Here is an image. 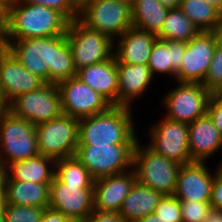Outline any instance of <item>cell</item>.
Segmentation results:
<instances>
[{"label":"cell","mask_w":222,"mask_h":222,"mask_svg":"<svg viewBox=\"0 0 222 222\" xmlns=\"http://www.w3.org/2000/svg\"><path fill=\"white\" fill-rule=\"evenodd\" d=\"M4 46L30 73L45 83L59 84L76 77L72 54L64 35L4 41Z\"/></svg>","instance_id":"obj_1"},{"label":"cell","mask_w":222,"mask_h":222,"mask_svg":"<svg viewBox=\"0 0 222 222\" xmlns=\"http://www.w3.org/2000/svg\"><path fill=\"white\" fill-rule=\"evenodd\" d=\"M68 24L69 20L56 9L9 0L3 41L64 35Z\"/></svg>","instance_id":"obj_2"},{"label":"cell","mask_w":222,"mask_h":222,"mask_svg":"<svg viewBox=\"0 0 222 222\" xmlns=\"http://www.w3.org/2000/svg\"><path fill=\"white\" fill-rule=\"evenodd\" d=\"M133 112L132 108L112 105L105 112L79 119L77 146L135 144L139 135Z\"/></svg>","instance_id":"obj_3"},{"label":"cell","mask_w":222,"mask_h":222,"mask_svg":"<svg viewBox=\"0 0 222 222\" xmlns=\"http://www.w3.org/2000/svg\"><path fill=\"white\" fill-rule=\"evenodd\" d=\"M141 143L138 139L133 149L132 168L136 180L163 195H173L181 165Z\"/></svg>","instance_id":"obj_4"},{"label":"cell","mask_w":222,"mask_h":222,"mask_svg":"<svg viewBox=\"0 0 222 222\" xmlns=\"http://www.w3.org/2000/svg\"><path fill=\"white\" fill-rule=\"evenodd\" d=\"M38 154L35 126L5 107L0 112V164L6 167Z\"/></svg>","instance_id":"obj_5"},{"label":"cell","mask_w":222,"mask_h":222,"mask_svg":"<svg viewBox=\"0 0 222 222\" xmlns=\"http://www.w3.org/2000/svg\"><path fill=\"white\" fill-rule=\"evenodd\" d=\"M78 20L115 41L132 27L131 7L119 0H91L79 11Z\"/></svg>","instance_id":"obj_6"},{"label":"cell","mask_w":222,"mask_h":222,"mask_svg":"<svg viewBox=\"0 0 222 222\" xmlns=\"http://www.w3.org/2000/svg\"><path fill=\"white\" fill-rule=\"evenodd\" d=\"M65 36L76 70L101 63L114 55V41L87 28L78 19L69 21Z\"/></svg>","instance_id":"obj_7"},{"label":"cell","mask_w":222,"mask_h":222,"mask_svg":"<svg viewBox=\"0 0 222 222\" xmlns=\"http://www.w3.org/2000/svg\"><path fill=\"white\" fill-rule=\"evenodd\" d=\"M135 144L77 146L75 157L94 179L132 169Z\"/></svg>","instance_id":"obj_8"},{"label":"cell","mask_w":222,"mask_h":222,"mask_svg":"<svg viewBox=\"0 0 222 222\" xmlns=\"http://www.w3.org/2000/svg\"><path fill=\"white\" fill-rule=\"evenodd\" d=\"M78 119L61 114L35 126L39 154L55 160L75 156L78 145Z\"/></svg>","instance_id":"obj_9"},{"label":"cell","mask_w":222,"mask_h":222,"mask_svg":"<svg viewBox=\"0 0 222 222\" xmlns=\"http://www.w3.org/2000/svg\"><path fill=\"white\" fill-rule=\"evenodd\" d=\"M161 99L165 118L190 124L207 113L212 93L202 83L177 82Z\"/></svg>","instance_id":"obj_10"},{"label":"cell","mask_w":222,"mask_h":222,"mask_svg":"<svg viewBox=\"0 0 222 222\" xmlns=\"http://www.w3.org/2000/svg\"><path fill=\"white\" fill-rule=\"evenodd\" d=\"M6 108L16 117L25 119L34 126L51 121L62 114L58 87L51 83L18 95Z\"/></svg>","instance_id":"obj_11"},{"label":"cell","mask_w":222,"mask_h":222,"mask_svg":"<svg viewBox=\"0 0 222 222\" xmlns=\"http://www.w3.org/2000/svg\"><path fill=\"white\" fill-rule=\"evenodd\" d=\"M146 145L159 155L180 165L194 162L188 148V124L162 116L161 120L148 127Z\"/></svg>","instance_id":"obj_12"},{"label":"cell","mask_w":222,"mask_h":222,"mask_svg":"<svg viewBox=\"0 0 222 222\" xmlns=\"http://www.w3.org/2000/svg\"><path fill=\"white\" fill-rule=\"evenodd\" d=\"M62 114L82 119L107 111L112 104L77 77L57 84Z\"/></svg>","instance_id":"obj_13"},{"label":"cell","mask_w":222,"mask_h":222,"mask_svg":"<svg viewBox=\"0 0 222 222\" xmlns=\"http://www.w3.org/2000/svg\"><path fill=\"white\" fill-rule=\"evenodd\" d=\"M216 38L212 31H200L187 42L181 68L177 71V82L203 83L215 48Z\"/></svg>","instance_id":"obj_14"},{"label":"cell","mask_w":222,"mask_h":222,"mask_svg":"<svg viewBox=\"0 0 222 222\" xmlns=\"http://www.w3.org/2000/svg\"><path fill=\"white\" fill-rule=\"evenodd\" d=\"M94 186H67L56 176L50 184L49 208L71 221H84L94 211Z\"/></svg>","instance_id":"obj_15"},{"label":"cell","mask_w":222,"mask_h":222,"mask_svg":"<svg viewBox=\"0 0 222 222\" xmlns=\"http://www.w3.org/2000/svg\"><path fill=\"white\" fill-rule=\"evenodd\" d=\"M45 82L28 72L4 47L0 51V99L5 107L18 95L39 89Z\"/></svg>","instance_id":"obj_16"},{"label":"cell","mask_w":222,"mask_h":222,"mask_svg":"<svg viewBox=\"0 0 222 222\" xmlns=\"http://www.w3.org/2000/svg\"><path fill=\"white\" fill-rule=\"evenodd\" d=\"M207 163L194 161L181 165L173 193L178 200L210 202L216 167L212 170Z\"/></svg>","instance_id":"obj_17"},{"label":"cell","mask_w":222,"mask_h":222,"mask_svg":"<svg viewBox=\"0 0 222 222\" xmlns=\"http://www.w3.org/2000/svg\"><path fill=\"white\" fill-rule=\"evenodd\" d=\"M135 181L136 174L133 168L123 173L95 179L94 210L119 212Z\"/></svg>","instance_id":"obj_18"},{"label":"cell","mask_w":222,"mask_h":222,"mask_svg":"<svg viewBox=\"0 0 222 222\" xmlns=\"http://www.w3.org/2000/svg\"><path fill=\"white\" fill-rule=\"evenodd\" d=\"M188 148L193 161L208 162L222 150V135L206 113L188 124Z\"/></svg>","instance_id":"obj_19"},{"label":"cell","mask_w":222,"mask_h":222,"mask_svg":"<svg viewBox=\"0 0 222 222\" xmlns=\"http://www.w3.org/2000/svg\"><path fill=\"white\" fill-rule=\"evenodd\" d=\"M118 96L117 106L132 108L156 80L148 65L117 63Z\"/></svg>","instance_id":"obj_20"},{"label":"cell","mask_w":222,"mask_h":222,"mask_svg":"<svg viewBox=\"0 0 222 222\" xmlns=\"http://www.w3.org/2000/svg\"><path fill=\"white\" fill-rule=\"evenodd\" d=\"M157 36L135 27H130L114 41L116 63L148 65L152 46Z\"/></svg>","instance_id":"obj_21"},{"label":"cell","mask_w":222,"mask_h":222,"mask_svg":"<svg viewBox=\"0 0 222 222\" xmlns=\"http://www.w3.org/2000/svg\"><path fill=\"white\" fill-rule=\"evenodd\" d=\"M76 77L117 106L118 72L116 57L76 70Z\"/></svg>","instance_id":"obj_22"},{"label":"cell","mask_w":222,"mask_h":222,"mask_svg":"<svg viewBox=\"0 0 222 222\" xmlns=\"http://www.w3.org/2000/svg\"><path fill=\"white\" fill-rule=\"evenodd\" d=\"M187 42L157 39L151 49L148 67L152 75H162L176 80L177 71L181 68Z\"/></svg>","instance_id":"obj_23"},{"label":"cell","mask_w":222,"mask_h":222,"mask_svg":"<svg viewBox=\"0 0 222 222\" xmlns=\"http://www.w3.org/2000/svg\"><path fill=\"white\" fill-rule=\"evenodd\" d=\"M56 160L38 154L22 161L13 162L5 167V175L13 181L51 183L55 176Z\"/></svg>","instance_id":"obj_24"},{"label":"cell","mask_w":222,"mask_h":222,"mask_svg":"<svg viewBox=\"0 0 222 222\" xmlns=\"http://www.w3.org/2000/svg\"><path fill=\"white\" fill-rule=\"evenodd\" d=\"M50 184L4 179L5 204L47 208L50 201Z\"/></svg>","instance_id":"obj_25"},{"label":"cell","mask_w":222,"mask_h":222,"mask_svg":"<svg viewBox=\"0 0 222 222\" xmlns=\"http://www.w3.org/2000/svg\"><path fill=\"white\" fill-rule=\"evenodd\" d=\"M162 196L161 192L146 187L136 180L118 213L126 222H133L154 213Z\"/></svg>","instance_id":"obj_26"},{"label":"cell","mask_w":222,"mask_h":222,"mask_svg":"<svg viewBox=\"0 0 222 222\" xmlns=\"http://www.w3.org/2000/svg\"><path fill=\"white\" fill-rule=\"evenodd\" d=\"M168 10L159 0H136L131 6L132 26L157 36Z\"/></svg>","instance_id":"obj_27"},{"label":"cell","mask_w":222,"mask_h":222,"mask_svg":"<svg viewBox=\"0 0 222 222\" xmlns=\"http://www.w3.org/2000/svg\"><path fill=\"white\" fill-rule=\"evenodd\" d=\"M199 32L194 23L179 8H173L167 11L157 38L160 40L188 42Z\"/></svg>","instance_id":"obj_28"},{"label":"cell","mask_w":222,"mask_h":222,"mask_svg":"<svg viewBox=\"0 0 222 222\" xmlns=\"http://www.w3.org/2000/svg\"><path fill=\"white\" fill-rule=\"evenodd\" d=\"M179 9L199 31H213L221 12L203 0H181Z\"/></svg>","instance_id":"obj_29"},{"label":"cell","mask_w":222,"mask_h":222,"mask_svg":"<svg viewBox=\"0 0 222 222\" xmlns=\"http://www.w3.org/2000/svg\"><path fill=\"white\" fill-rule=\"evenodd\" d=\"M55 176L67 186H94L95 179L75 156L57 159Z\"/></svg>","instance_id":"obj_30"},{"label":"cell","mask_w":222,"mask_h":222,"mask_svg":"<svg viewBox=\"0 0 222 222\" xmlns=\"http://www.w3.org/2000/svg\"><path fill=\"white\" fill-rule=\"evenodd\" d=\"M44 208L26 205H4V222H39Z\"/></svg>","instance_id":"obj_31"},{"label":"cell","mask_w":222,"mask_h":222,"mask_svg":"<svg viewBox=\"0 0 222 222\" xmlns=\"http://www.w3.org/2000/svg\"><path fill=\"white\" fill-rule=\"evenodd\" d=\"M212 94H222V46L217 45L202 83Z\"/></svg>","instance_id":"obj_32"},{"label":"cell","mask_w":222,"mask_h":222,"mask_svg":"<svg viewBox=\"0 0 222 222\" xmlns=\"http://www.w3.org/2000/svg\"><path fill=\"white\" fill-rule=\"evenodd\" d=\"M183 222H206L212 210L210 202L179 200Z\"/></svg>","instance_id":"obj_33"},{"label":"cell","mask_w":222,"mask_h":222,"mask_svg":"<svg viewBox=\"0 0 222 222\" xmlns=\"http://www.w3.org/2000/svg\"><path fill=\"white\" fill-rule=\"evenodd\" d=\"M154 213L163 222H183L180 201L174 195H163Z\"/></svg>","instance_id":"obj_34"},{"label":"cell","mask_w":222,"mask_h":222,"mask_svg":"<svg viewBox=\"0 0 222 222\" xmlns=\"http://www.w3.org/2000/svg\"><path fill=\"white\" fill-rule=\"evenodd\" d=\"M22 2L42 5L61 12L69 21L78 19L79 10L70 0H21Z\"/></svg>","instance_id":"obj_35"},{"label":"cell","mask_w":222,"mask_h":222,"mask_svg":"<svg viewBox=\"0 0 222 222\" xmlns=\"http://www.w3.org/2000/svg\"><path fill=\"white\" fill-rule=\"evenodd\" d=\"M207 114L222 135V94H212L207 105Z\"/></svg>","instance_id":"obj_36"},{"label":"cell","mask_w":222,"mask_h":222,"mask_svg":"<svg viewBox=\"0 0 222 222\" xmlns=\"http://www.w3.org/2000/svg\"><path fill=\"white\" fill-rule=\"evenodd\" d=\"M210 204L212 209L222 210V163H218L212 183Z\"/></svg>","instance_id":"obj_37"},{"label":"cell","mask_w":222,"mask_h":222,"mask_svg":"<svg viewBox=\"0 0 222 222\" xmlns=\"http://www.w3.org/2000/svg\"><path fill=\"white\" fill-rule=\"evenodd\" d=\"M85 222H126L118 212H100L94 210Z\"/></svg>","instance_id":"obj_38"},{"label":"cell","mask_w":222,"mask_h":222,"mask_svg":"<svg viewBox=\"0 0 222 222\" xmlns=\"http://www.w3.org/2000/svg\"><path fill=\"white\" fill-rule=\"evenodd\" d=\"M71 220L61 212L51 209L49 207L44 208L42 216L39 222H70Z\"/></svg>","instance_id":"obj_39"},{"label":"cell","mask_w":222,"mask_h":222,"mask_svg":"<svg viewBox=\"0 0 222 222\" xmlns=\"http://www.w3.org/2000/svg\"><path fill=\"white\" fill-rule=\"evenodd\" d=\"M4 179H5V167L0 164V207H4L5 205Z\"/></svg>","instance_id":"obj_40"},{"label":"cell","mask_w":222,"mask_h":222,"mask_svg":"<svg viewBox=\"0 0 222 222\" xmlns=\"http://www.w3.org/2000/svg\"><path fill=\"white\" fill-rule=\"evenodd\" d=\"M212 32L216 38L217 45L222 46V13Z\"/></svg>","instance_id":"obj_41"},{"label":"cell","mask_w":222,"mask_h":222,"mask_svg":"<svg viewBox=\"0 0 222 222\" xmlns=\"http://www.w3.org/2000/svg\"><path fill=\"white\" fill-rule=\"evenodd\" d=\"M206 222H222V210L212 209L206 219Z\"/></svg>","instance_id":"obj_42"},{"label":"cell","mask_w":222,"mask_h":222,"mask_svg":"<svg viewBox=\"0 0 222 222\" xmlns=\"http://www.w3.org/2000/svg\"><path fill=\"white\" fill-rule=\"evenodd\" d=\"M133 222H163L160 217L155 214V213H151L147 216H144L143 218L134 220Z\"/></svg>","instance_id":"obj_43"},{"label":"cell","mask_w":222,"mask_h":222,"mask_svg":"<svg viewBox=\"0 0 222 222\" xmlns=\"http://www.w3.org/2000/svg\"><path fill=\"white\" fill-rule=\"evenodd\" d=\"M166 8H179L181 0H159Z\"/></svg>","instance_id":"obj_44"},{"label":"cell","mask_w":222,"mask_h":222,"mask_svg":"<svg viewBox=\"0 0 222 222\" xmlns=\"http://www.w3.org/2000/svg\"><path fill=\"white\" fill-rule=\"evenodd\" d=\"M70 1L80 11L91 0H70Z\"/></svg>","instance_id":"obj_45"},{"label":"cell","mask_w":222,"mask_h":222,"mask_svg":"<svg viewBox=\"0 0 222 222\" xmlns=\"http://www.w3.org/2000/svg\"><path fill=\"white\" fill-rule=\"evenodd\" d=\"M203 1L214 6L222 13V0H203Z\"/></svg>","instance_id":"obj_46"},{"label":"cell","mask_w":222,"mask_h":222,"mask_svg":"<svg viewBox=\"0 0 222 222\" xmlns=\"http://www.w3.org/2000/svg\"><path fill=\"white\" fill-rule=\"evenodd\" d=\"M5 29V25H0V51L5 47L3 41V32Z\"/></svg>","instance_id":"obj_47"},{"label":"cell","mask_w":222,"mask_h":222,"mask_svg":"<svg viewBox=\"0 0 222 222\" xmlns=\"http://www.w3.org/2000/svg\"><path fill=\"white\" fill-rule=\"evenodd\" d=\"M6 12L0 7V25H5Z\"/></svg>","instance_id":"obj_48"},{"label":"cell","mask_w":222,"mask_h":222,"mask_svg":"<svg viewBox=\"0 0 222 222\" xmlns=\"http://www.w3.org/2000/svg\"><path fill=\"white\" fill-rule=\"evenodd\" d=\"M9 0H0V7L6 12Z\"/></svg>","instance_id":"obj_49"},{"label":"cell","mask_w":222,"mask_h":222,"mask_svg":"<svg viewBox=\"0 0 222 222\" xmlns=\"http://www.w3.org/2000/svg\"><path fill=\"white\" fill-rule=\"evenodd\" d=\"M120 2L126 3L130 7L135 3L136 0H119Z\"/></svg>","instance_id":"obj_50"},{"label":"cell","mask_w":222,"mask_h":222,"mask_svg":"<svg viewBox=\"0 0 222 222\" xmlns=\"http://www.w3.org/2000/svg\"><path fill=\"white\" fill-rule=\"evenodd\" d=\"M0 222H4V207H0Z\"/></svg>","instance_id":"obj_51"},{"label":"cell","mask_w":222,"mask_h":222,"mask_svg":"<svg viewBox=\"0 0 222 222\" xmlns=\"http://www.w3.org/2000/svg\"><path fill=\"white\" fill-rule=\"evenodd\" d=\"M5 108V105L2 103L1 99H0V112Z\"/></svg>","instance_id":"obj_52"},{"label":"cell","mask_w":222,"mask_h":222,"mask_svg":"<svg viewBox=\"0 0 222 222\" xmlns=\"http://www.w3.org/2000/svg\"><path fill=\"white\" fill-rule=\"evenodd\" d=\"M70 222H85V220L84 221H70Z\"/></svg>","instance_id":"obj_53"}]
</instances>
